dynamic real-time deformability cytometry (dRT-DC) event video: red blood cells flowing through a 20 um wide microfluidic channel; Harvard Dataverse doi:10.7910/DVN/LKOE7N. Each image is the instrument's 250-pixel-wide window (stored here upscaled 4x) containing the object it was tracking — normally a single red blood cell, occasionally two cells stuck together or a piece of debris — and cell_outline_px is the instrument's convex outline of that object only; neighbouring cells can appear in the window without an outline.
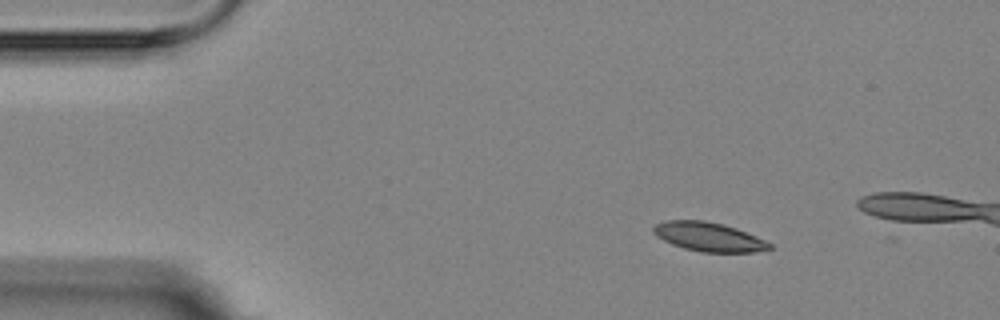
{"species": "Egyptian fruit bat (a non-hibernating species)", "species_latin": "Rousettus aegyptiacus", "temperature_condition": "room temperature", "stored_images_in_passage": 4, "camera_frame_rate_fps": 3000, "um_per_image_px": 0.085, "animal": {"sex": "female"}, "frame": {"image": 1, "passage_image": 2, "time_ms": 1.0, "image_size_px": [1000, 320], "cell_outline_px": [[772, 248], [752, 252], [700, 252], [684, 248], [672, 244], [656, 236], [652, 232], [652, 228], [656, 224], [664, 220], [704, 220], [724, 224], [736, 228], [756, 236], [772, 244]], "centroid_in_image_um": [60.21, 20.12], "position_along_channel_um": 24.8, "area_um2": 19.65}}